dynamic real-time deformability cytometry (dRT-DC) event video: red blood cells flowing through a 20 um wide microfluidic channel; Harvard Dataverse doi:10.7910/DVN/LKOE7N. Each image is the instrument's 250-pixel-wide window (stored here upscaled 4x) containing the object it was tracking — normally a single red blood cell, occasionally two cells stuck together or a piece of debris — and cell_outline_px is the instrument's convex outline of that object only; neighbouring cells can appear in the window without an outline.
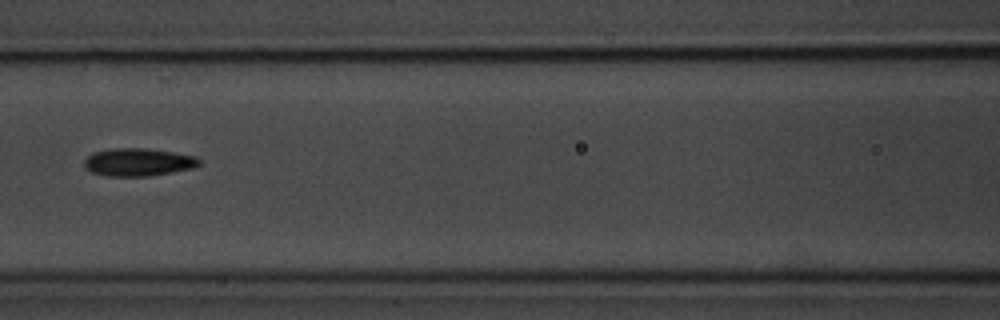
{"species": "common noctule bat (a hibernating species)", "species_latin": "Nyctalus noctula", "temperature_condition": "room temperature", "stored_images_in_passage": 3, "camera_frame_rate_fps": 3000, "um_per_image_px": 0.085, "animal": {"sex": "male", "body_mass_g": 20.1, "forearm_length_mm": 53.5}, "frame": {"image": 1, "passage_image": 3, "time_ms": 2.333, "image_size_px": [1000, 320], "cell_outline_px": [[200, 164], [192, 168], [172, 172], [148, 176], [104, 176], [92, 172], [84, 168], [84, 160], [92, 152], [112, 148], [148, 148], [196, 156], [200, 160]], "centroid_in_image_um": [11.71, 13.78], "position_along_channel_um": 154.9, "area_um2": 18.73}}